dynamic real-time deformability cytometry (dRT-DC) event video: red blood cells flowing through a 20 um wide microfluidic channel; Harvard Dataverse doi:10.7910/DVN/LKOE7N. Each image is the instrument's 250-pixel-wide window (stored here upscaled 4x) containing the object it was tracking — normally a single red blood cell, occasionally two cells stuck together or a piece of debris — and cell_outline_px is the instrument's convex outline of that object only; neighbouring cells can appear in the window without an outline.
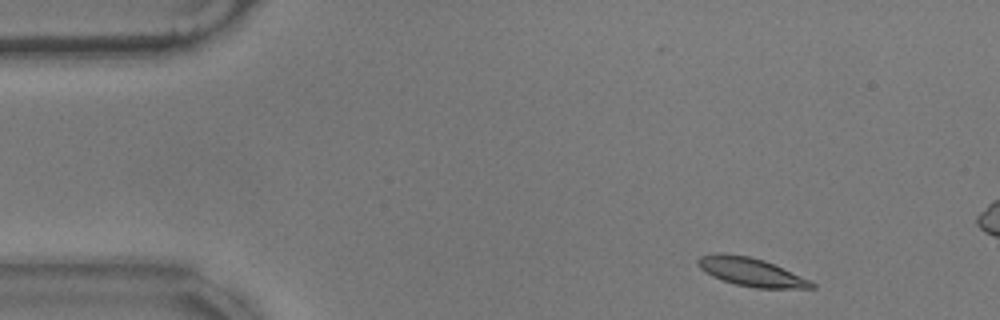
{"species": "common noctule bat (a hibernating species)", "species_latin": "Nyctalus noctula", "temperature_condition": "warm", "stored_images_in_passage": 13, "camera_frame_rate_fps": 3000, "um_per_image_px": 0.085, "animal": {"sex": "male", "body_mass_g": 17.9}, "frame": {"image": 1, "passage_image": 3, "time_ms": 0.667, "image_size_px": [1000, 320], "cell_outline_px": [[816, 288], [756, 288], [736, 284], [712, 276], [704, 272], [696, 264], [696, 260], [700, 256], [716, 252], [720, 252], [748, 256], [764, 260], [812, 280], [816, 284]], "centroid_in_image_um": [63.84, 23.11], "position_along_channel_um": 21.2, "area_um2": 18.96}}